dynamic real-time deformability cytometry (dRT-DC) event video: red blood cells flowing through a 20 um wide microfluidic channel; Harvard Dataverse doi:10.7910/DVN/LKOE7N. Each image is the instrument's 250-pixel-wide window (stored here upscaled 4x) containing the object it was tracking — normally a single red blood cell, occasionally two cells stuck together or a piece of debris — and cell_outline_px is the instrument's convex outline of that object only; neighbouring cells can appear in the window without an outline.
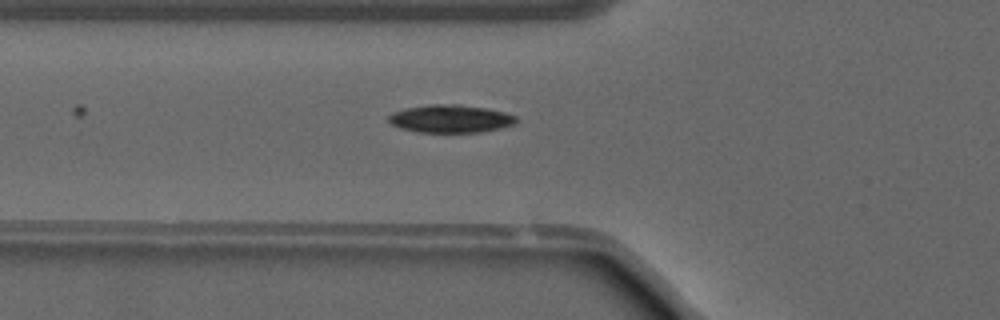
{"species": "common noctule bat (a hibernating species)", "species_latin": "Nyctalus noctula", "temperature_condition": "warm", "stored_images_in_passage": 15, "camera_frame_rate_fps": 3000, "um_per_image_px": 0.085, "animal": {"sex": "male", "forearm_length_mm": 52.5}, "frame": {"image": 1, "passage_image": 3, "time_ms": 0.667, "image_size_px": [1000, 320], "cell_outline_px": [[520, 120], [516, 124], [500, 128], [480, 132], [420, 132], [400, 128], [392, 124], [388, 120], [388, 116], [392, 112], [408, 108], [432, 104], [460, 104], [484, 108], [504, 112], [516, 116]], "centroid_in_image_um": [38.33, 10.09], "position_along_channel_um": 87.5, "area_um2": 20.69}}
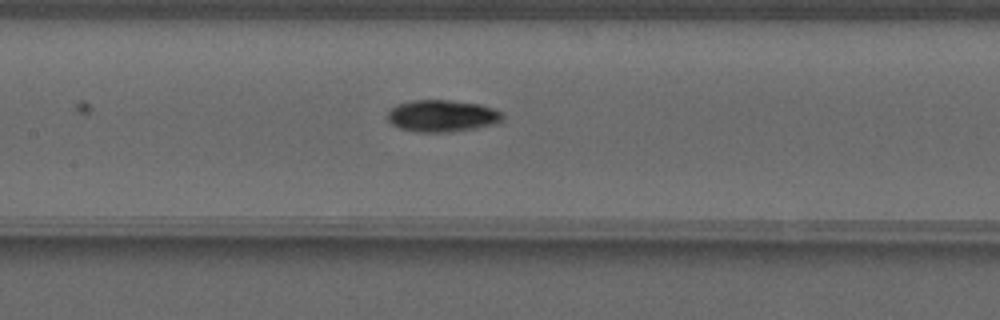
{"frame": {"image": 2, "passage_image": 9, "time_ms": 2.667, "image_size_px": [1000, 320], "cell_outline_px": [[504, 116], [496, 124], [476, 128], [452, 132], [416, 132], [400, 128], [392, 124], [388, 120], [388, 112], [396, 104], [412, 100], [452, 100], [480, 104], [504, 112]], "centroid_in_image_um": [37.6, 9.85], "position_along_channel_um": 169.8, "area_um2": 21.56}}
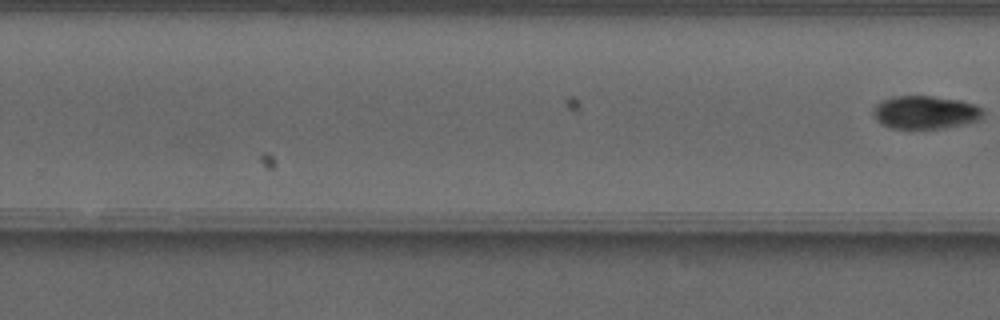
{"frame": {"image": 3, "passage_image": 15, "time_ms": 4.667, "image_size_px": [1000, 320], "cell_outline_px": [[984, 120], [948, 128], [892, 128], [880, 124], [876, 120], [872, 112], [876, 104], [892, 96], [932, 96], [960, 100], [984, 108]], "centroid_in_image_um": [78.71, 9.56], "position_along_channel_um": 251.1, "area_um2": 21.56}}